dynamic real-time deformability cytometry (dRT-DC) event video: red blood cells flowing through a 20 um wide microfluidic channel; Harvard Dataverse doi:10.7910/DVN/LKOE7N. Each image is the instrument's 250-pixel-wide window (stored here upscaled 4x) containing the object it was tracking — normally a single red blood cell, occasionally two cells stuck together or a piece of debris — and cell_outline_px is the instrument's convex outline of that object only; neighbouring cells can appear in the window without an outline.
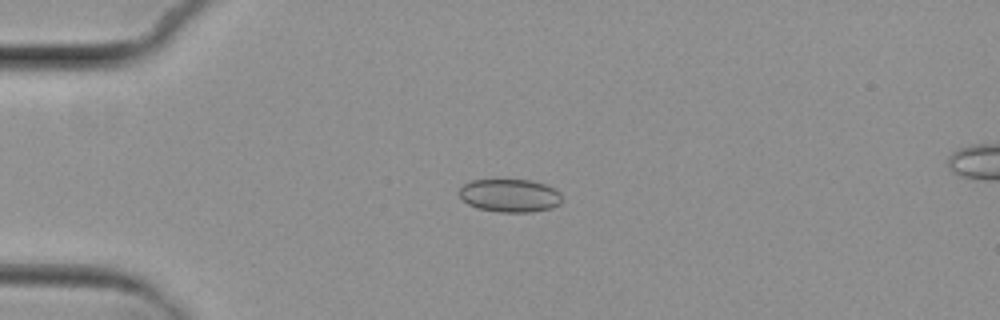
{"species": "common noctule bat (a hibernating species)", "species_latin": "Nyctalus noctula", "temperature_condition": "cold", "stored_images_in_passage": 6, "camera_frame_rate_fps": 3000, "um_per_image_px": 0.085, "animal": {"sex": "female", "body_mass_g": 29.2, "forearm_length_mm": 56.3}, "frame": {"image": 1, "passage_image": 4, "time_ms": 3.333, "image_size_px": [1000, 320], "cell_outline_px": [[560, 204], [552, 208], [532, 212], [500, 212], [476, 208], [468, 204], [456, 192], [464, 184], [472, 180], [532, 180], [556, 188], [560, 192]], "centroid_in_image_um": [43.33, 16.62], "position_along_channel_um": 41.7, "area_um2": 19.94}}
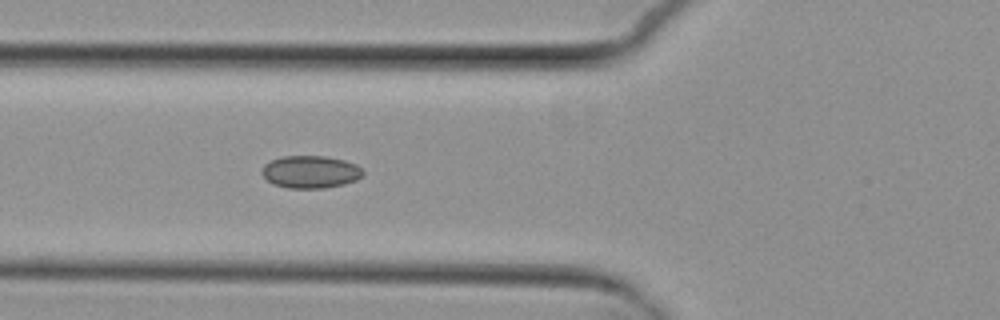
{"frame": {"image": 2, "passage_image": 6, "time_ms": 5.667, "image_size_px": [1000, 320], "cell_outline_px": [[364, 176], [356, 180], [344, 184], [324, 188], [288, 188], [272, 184], [260, 172], [260, 168], [264, 164], [272, 160], [284, 156], [324, 156], [344, 160], [356, 164], [364, 172]], "centroid_in_image_um": [26.38, 14.61], "position_along_channel_um": 99.4, "area_um2": 19.25}}